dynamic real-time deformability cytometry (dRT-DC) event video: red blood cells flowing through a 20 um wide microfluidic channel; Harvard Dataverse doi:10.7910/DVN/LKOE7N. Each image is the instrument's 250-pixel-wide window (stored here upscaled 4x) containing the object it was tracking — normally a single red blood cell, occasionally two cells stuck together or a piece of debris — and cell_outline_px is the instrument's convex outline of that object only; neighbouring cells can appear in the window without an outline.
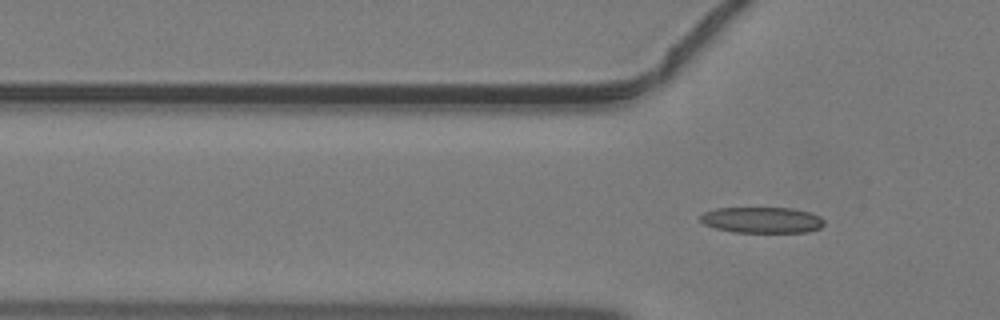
{"species": "common noctule bat (a hibernating species)", "species_latin": "Nyctalus noctula", "temperature_condition": "warm", "stored_images_in_passage": 7, "segment_of_instrument_passage": [2, 2], "camera_frame_rate_fps": 3000, "um_per_image_px": 0.085, "animal": {"sex": "male", "body_mass_g": 19.2, "forearm_length_mm": 51.8}, "frame": {"image": 1, "passage_image": 7, "time_ms": 2.0, "image_size_px": [1000, 320], "cell_outline_px": [[824, 224], [820, 228], [808, 232], [732, 232], [716, 228], [704, 224], [700, 220], [700, 216], [704, 212], [716, 208], [792, 208], [812, 212], [820, 216], [824, 220]], "centroid_in_image_um": [64.79, 18.7], "position_along_channel_um": 61.0, "area_um2": 18.84}}